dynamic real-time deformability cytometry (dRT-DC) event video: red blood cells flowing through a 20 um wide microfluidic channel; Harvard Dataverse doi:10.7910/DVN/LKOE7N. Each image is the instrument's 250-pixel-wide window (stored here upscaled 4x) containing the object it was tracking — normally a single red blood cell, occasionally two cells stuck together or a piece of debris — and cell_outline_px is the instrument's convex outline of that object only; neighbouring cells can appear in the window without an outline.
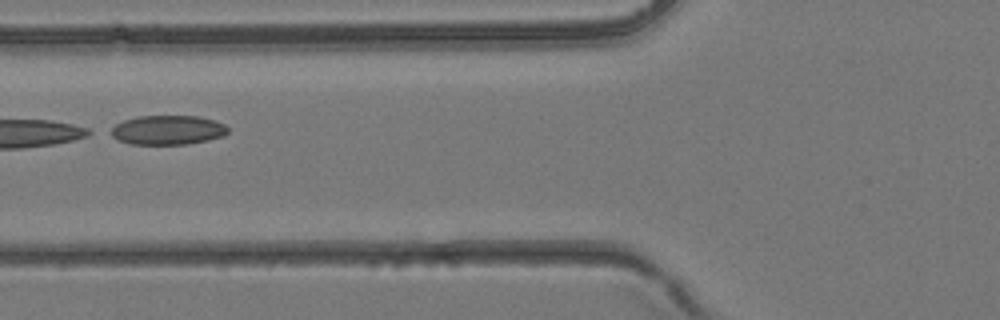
{"species": "common noctule bat (a hibernating species)", "species_latin": "Nyctalus noctula", "temperature_condition": "room temperature", "stored_images_in_passage": 5, "camera_frame_rate_fps": 3000, "um_per_image_px": 0.085, "animal": {"sex": "female", "body_mass_g": 24.6, "forearm_length_mm": 56.2}, "frame": {"image": 1, "passage_image": 5, "time_ms": 1.333, "image_size_px": [1000, 320], "cell_outline_px": [[228, 132], [224, 136], [208, 140], [188, 144], [128, 144], [116, 140], [104, 132], [116, 124], [124, 120], [136, 116], [196, 116], [216, 120], [224, 124], [228, 128]], "centroid_in_image_um": [14.18, 11.06], "position_along_channel_um": 111.6, "area_um2": 20.46}}